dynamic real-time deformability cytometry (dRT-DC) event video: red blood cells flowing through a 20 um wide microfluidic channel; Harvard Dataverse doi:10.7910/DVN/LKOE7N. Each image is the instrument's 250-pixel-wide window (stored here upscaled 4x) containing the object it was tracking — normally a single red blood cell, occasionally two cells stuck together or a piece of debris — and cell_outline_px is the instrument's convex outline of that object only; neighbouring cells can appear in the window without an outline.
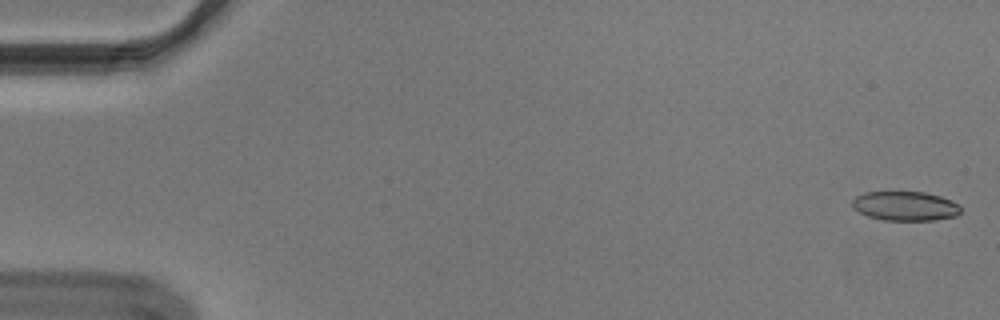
{"species": "Egyptian fruit bat (a non-hibernating species)", "species_latin": "Rousettus aegyptiacus", "temperature_condition": "cold", "stored_images_in_passage": 56, "camera_frame_rate_fps": 3000, "um_per_image_px": 0.085, "animal": {"sex": "male"}, "frame": {"image": 1, "passage_image": 2, "time_ms": 0.333, "image_size_px": [1000, 320], "cell_outline_px": [[960, 212], [956, 216], [932, 220], [884, 220], [868, 216], [852, 208], [852, 200], [856, 196], [864, 192], [924, 192], [940, 196], [952, 200], [960, 204]], "centroid_in_image_um": [76.94, 17.51], "position_along_channel_um": 8.1, "area_um2": 18.55}}
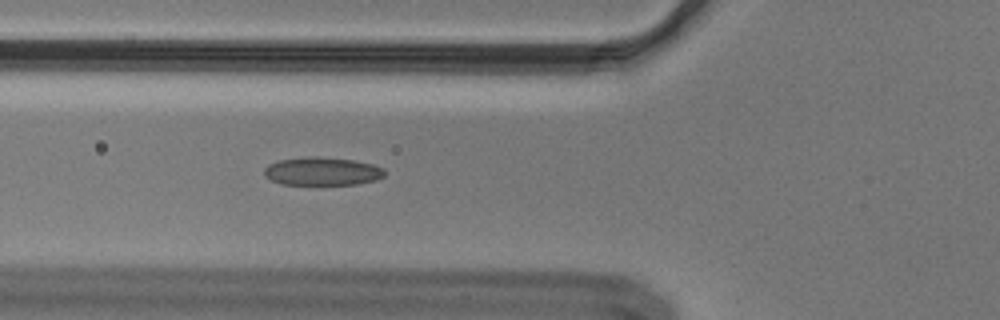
{"frame": {"image": 2, "passage_image": 21, "time_ms": 6.667, "image_size_px": [1000, 320], "cell_outline_px": [[384, 176], [376, 180], [356, 184], [280, 184], [264, 176], [264, 168], [268, 164], [280, 160], [308, 156], [316, 156], [352, 160], [372, 164], [384, 168]], "centroid_in_image_um": [27.37, 14.56], "position_along_channel_um": 98.4, "area_um2": 19.71}}
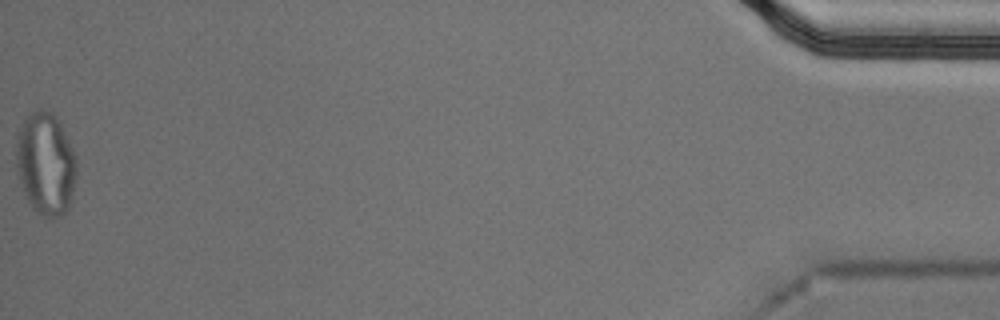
{"frame": {"image": 3, "passage_image": 56, "time_ms": 18.333, "image_size_px": [1000, 320], "cell_outline_px": [[76, 180], [72, 204], [68, 212], [48, 220], [36, 212], [32, 208], [24, 192], [16, 164], [16, 144], [24, 120], [32, 112], [40, 108], [44, 108], [52, 112], [56, 116], [72, 148], [76, 160]], "centroid_in_image_um": [3.92, 13.98], "position_along_channel_um": 431.3, "area_um2": 36.24}, "authors_computed_cell_mechanics": {"area_um2": 19.9699, "velocity_mm_per_s": 3.6539, "shape_relaxation_time_tau1_ms": null, "shape_relaxation_time_tau2_ms": 3.0089, "deformation_change_tau1": null, "deformation_change_tau2": 0.1031}}